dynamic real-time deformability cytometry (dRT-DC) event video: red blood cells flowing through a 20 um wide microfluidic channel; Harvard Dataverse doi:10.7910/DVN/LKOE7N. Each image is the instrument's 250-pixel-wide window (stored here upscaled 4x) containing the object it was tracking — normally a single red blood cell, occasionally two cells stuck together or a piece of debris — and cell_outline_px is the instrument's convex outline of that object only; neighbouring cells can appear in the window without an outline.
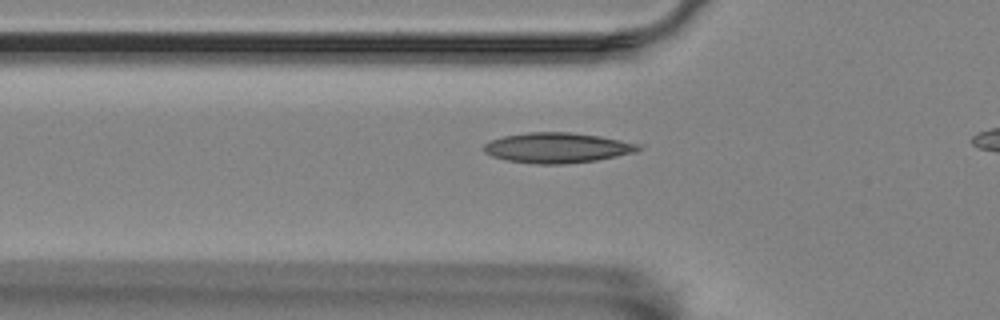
{"species": "Egyptian fruit bat (a non-hibernating species)", "species_latin": "Rousettus aegyptiacus", "temperature_condition": "room temperature", "stored_images_in_passage": 32, "camera_frame_rate_fps": 3000, "um_per_image_px": 0.085, "animal": {"sex": "female"}, "frame": {"image": 1, "passage_image": 4, "time_ms": 1.0, "image_size_px": [1000, 320], "cell_outline_px": [[644, 144], [636, 152], [596, 160], [564, 164], [536, 164], [508, 160], [492, 156], [484, 152], [484, 144], [492, 140], [504, 136], [528, 132], [572, 132], [600, 136]], "centroid_in_image_um": [47.41, 12.55], "position_along_channel_um": 78.4, "area_um2": 27.22}}
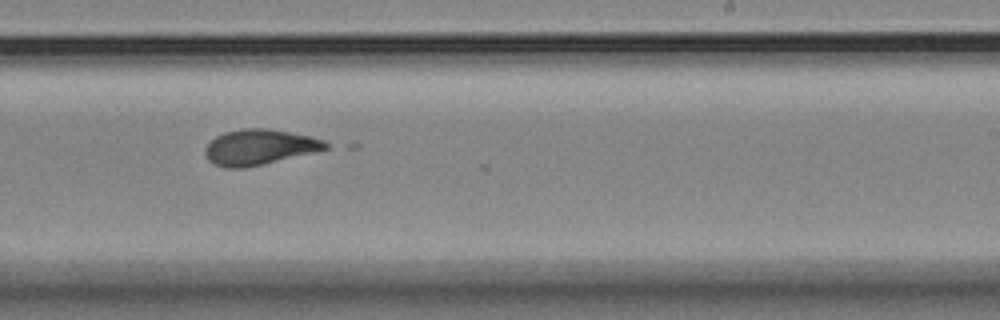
{"frame": {"image": 2, "passage_image": 20, "time_ms": 6.333, "image_size_px": [1000, 320], "cell_outline_px": [[332, 144], [328, 148], [264, 164], [244, 168], [224, 168], [212, 164], [208, 160], [204, 152], [204, 148], [216, 136], [224, 132], [244, 128], [268, 128], [308, 136], [324, 140]], "centroid_in_image_um": [22.0, 12.51], "position_along_channel_um": 267.0, "area_um2": 24.85}}
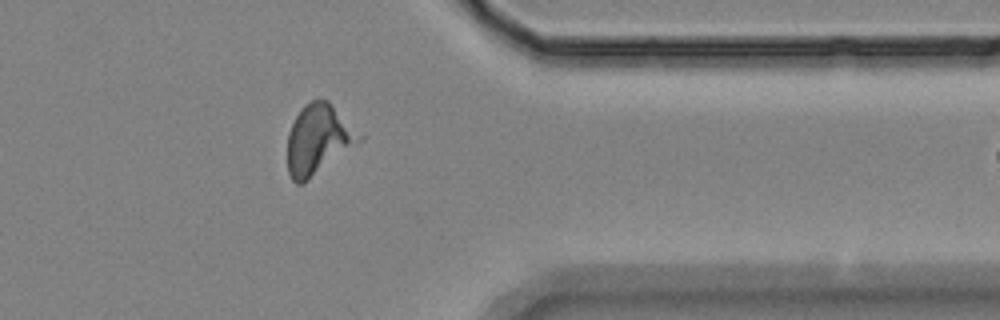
{"frame": {"image": 3, "passage_image": 31, "time_ms": 10.0, "image_size_px": [1000, 320], "cell_outline_px": [[352, 140], [300, 184], [296, 184], [292, 180], [288, 172], [288, 132], [296, 116], [304, 104], [312, 100], [328, 100], [352, 136]], "centroid_in_image_um": [26.74, 11.81], "position_along_channel_um": 384.7, "area_um2": 25.09}}